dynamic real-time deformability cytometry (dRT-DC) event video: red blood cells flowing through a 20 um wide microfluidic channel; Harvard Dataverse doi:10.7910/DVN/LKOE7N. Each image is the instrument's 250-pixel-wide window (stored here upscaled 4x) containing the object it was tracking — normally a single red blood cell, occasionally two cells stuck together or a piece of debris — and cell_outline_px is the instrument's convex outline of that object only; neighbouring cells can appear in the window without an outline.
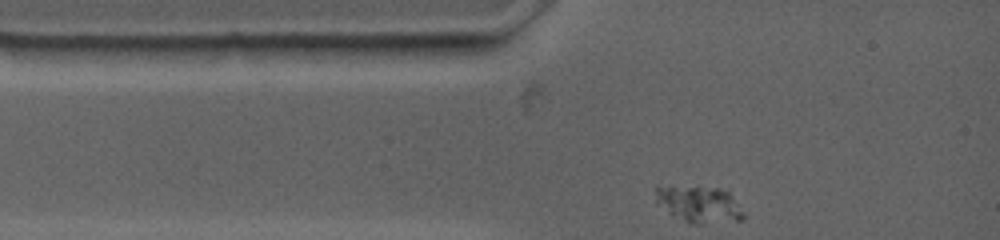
{"species": "common noctule bat (a hibernating species)", "species_latin": "Nyctalus noctula", "temperature_condition": "warm", "stored_images_in_passage": 9, "camera_frame_rate_fps": 4500, "um_per_image_px": 0.085, "animal": {"sex": "female", "body_mass_g": 19.0, "forearm_length_mm": 53.3}, "frame": {"image": 1, "passage_image": 1, "time_ms": 0.0, "image_size_px": [1000, 240], "cell_outline_px": [[744, 220], [700, 224], [692, 224], [656, 204], [656, 184], [672, 184], [720, 188], [728, 192], [744, 216]], "centroid_in_image_um": [59.35, 17.31], "position_along_channel_um": 25.7, "area_um2": 18.84}}
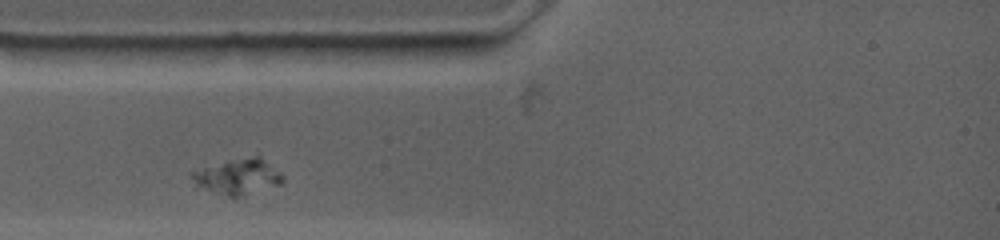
{"frame": {"image": 2, "passage_image": 6, "time_ms": 1.333, "image_size_px": [1000, 240], "cell_outline_px": [[284, 180], [280, 184], [244, 196], [228, 196], [196, 188], [192, 176], [192, 172], [204, 168], [256, 156], [284, 176]], "centroid_in_image_um": [20.2, 15.09], "position_along_channel_um": 64.8, "area_um2": 17.8}}
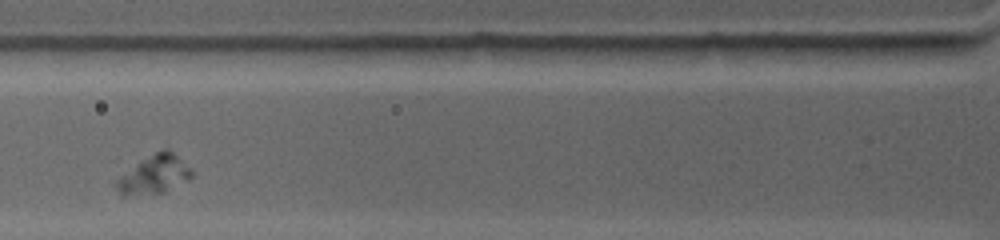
{"frame": {"image": 3, "passage_image": 8, "time_ms": 2.667, "image_size_px": [1000, 240], "cell_outline_px": [[192, 176], [188, 180], [164, 192], [124, 196], [120, 196], [112, 184], [112, 180], [156, 152], [164, 148], [168, 148], [192, 172]], "centroid_in_image_um": [13.0, 14.88], "position_along_channel_um": 112.8, "area_um2": 16.65}}